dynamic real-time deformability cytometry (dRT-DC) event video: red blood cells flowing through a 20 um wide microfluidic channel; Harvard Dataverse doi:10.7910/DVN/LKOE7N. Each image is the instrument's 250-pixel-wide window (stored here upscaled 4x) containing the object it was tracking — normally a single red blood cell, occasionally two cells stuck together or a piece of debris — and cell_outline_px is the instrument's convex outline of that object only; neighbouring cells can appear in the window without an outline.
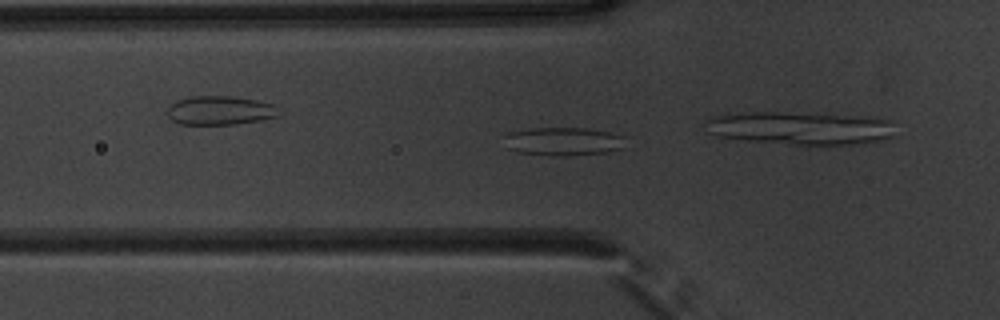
{"species": "common noctule bat (a hibernating species)", "species_latin": "Nyctalus noctula", "temperature_condition": "warm", "stored_images_in_passage": 53, "camera_frame_rate_fps": 3000, "um_per_image_px": 0.085, "animal": {"sex": "male", "body_mass_g": 20.1, "forearm_length_mm": 53.5}, "frame": {"image": 1, "passage_image": 18, "time_ms": 5.667, "image_size_px": [1000, 320], "cell_outline_px": [[624, 148], [608, 152], [568, 156], [552, 156], [516, 152], [508, 148], [504, 136], [504, 132], [528, 128], [588, 128], [608, 132], [624, 136]], "centroid_in_image_um": [47.84, 12.02], "position_along_channel_um": 78.0, "area_um2": 20.4}}
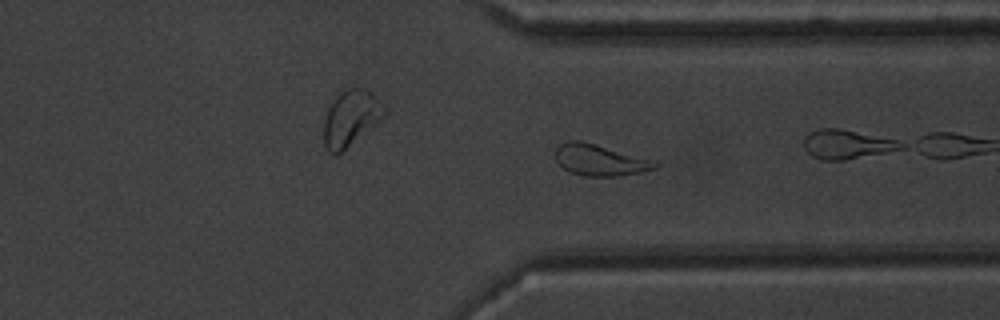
{"frame": {"image": 2, "passage_image": 40, "time_ms": 13.0, "image_size_px": [1000, 320], "cell_outline_px": [[660, 164], [656, 168], [640, 172], [620, 176], [584, 176], [568, 172], [556, 160], [556, 148], [560, 144], [568, 140], [580, 140], [656, 160]], "centroid_in_image_um": [51.01, 13.61], "position_along_channel_um": 360.4, "area_um2": 18.26}}
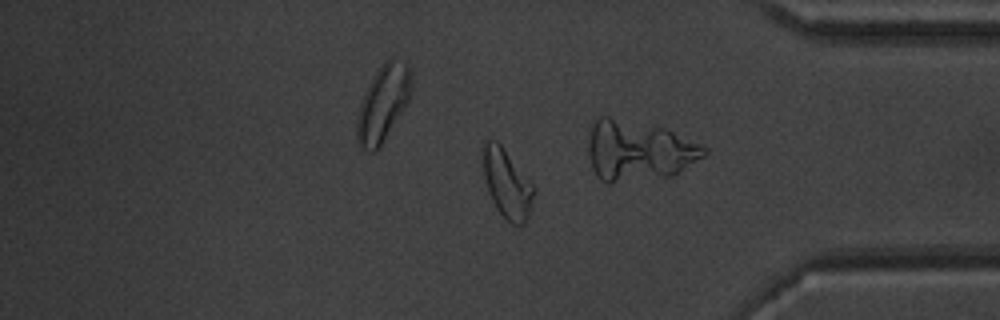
{"frame": {"image": 3, "passage_image": 44, "time_ms": 14.333, "image_size_px": [1000, 320], "cell_outline_px": [[536, 188], [528, 220], [524, 224], [512, 224], [496, 208], [488, 192], [484, 176], [484, 140], [496, 140], [500, 144]], "centroid_in_image_um": [43.12, 15.64], "position_along_channel_um": 392.1, "area_um2": 20.06}, "authors_computed_cell_mechanics": {"area_um2": 20.519, "velocity_mm_per_s": 3.8438, "shape_relaxation_time_tau1_ms": null, "shape_relaxation_time_tau2_ms": 2.368, "deformation_change_tau1": null, "deformation_change_tau2": 0.1013}}